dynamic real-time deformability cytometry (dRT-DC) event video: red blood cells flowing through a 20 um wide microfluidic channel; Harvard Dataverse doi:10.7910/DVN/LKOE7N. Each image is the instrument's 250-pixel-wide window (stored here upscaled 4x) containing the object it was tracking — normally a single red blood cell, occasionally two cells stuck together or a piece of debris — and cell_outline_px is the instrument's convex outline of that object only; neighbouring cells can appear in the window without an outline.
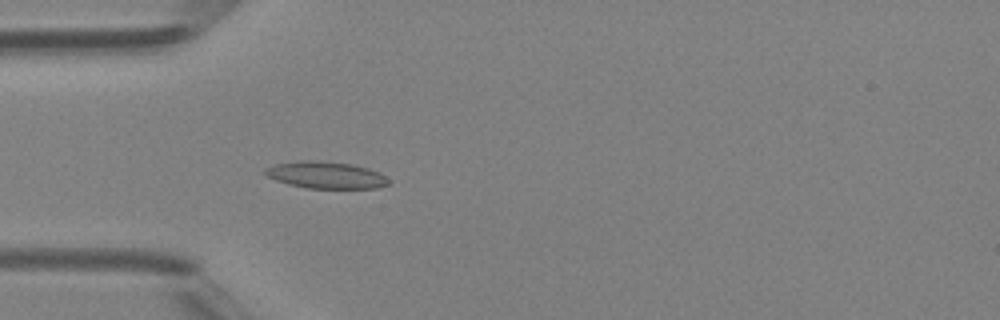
{"species": "Egyptian fruit bat (a non-hibernating species)", "species_latin": "Rousettus aegyptiacus", "temperature_condition": "room temperature", "stored_images_in_passage": 40, "camera_frame_rate_fps": 3000, "um_per_image_px": 0.085, "animal": {"sex": "female"}, "frame": {"image": 1, "passage_image": 7, "time_ms": 2.0, "image_size_px": [1000, 320], "cell_outline_px": [[388, 184], [376, 188], [308, 188], [288, 184], [276, 180], [268, 176], [264, 172], [264, 168], [276, 164], [300, 160], [312, 160], [352, 164], [368, 168], [380, 172], [388, 180]], "centroid_in_image_um": [27.69, 14.87], "position_along_channel_um": 57.3, "area_um2": 19.19}}
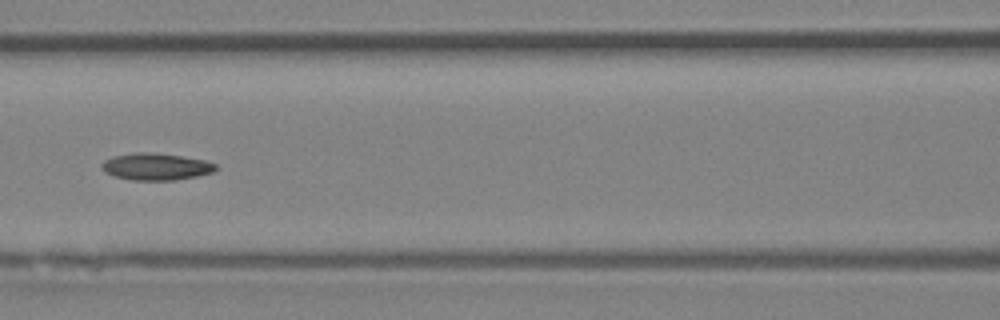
{"frame": {"image": 2, "passage_image": 14, "time_ms": 4.333, "image_size_px": [1000, 320], "cell_outline_px": [[216, 168], [212, 172], [196, 176], [176, 180], [132, 180], [116, 176], [104, 172], [100, 168], [100, 164], [104, 160], [112, 156], [132, 152], [152, 152], [180, 156], [204, 160], [216, 164]], "centroid_in_image_um": [13.19, 14.15], "position_along_channel_um": 153.4, "area_um2": 17.92}}
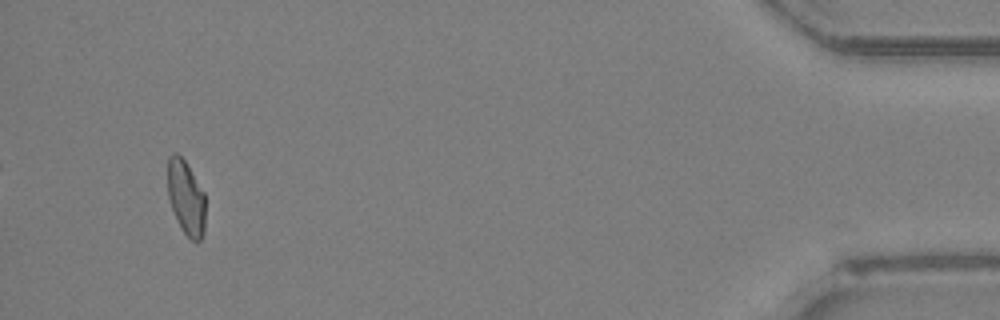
{"frame": {"image": 3, "passage_image": 38, "time_ms": 12.333, "image_size_px": [1000, 320], "cell_outline_px": [[204, 232], [200, 240], [196, 244], [184, 232], [172, 208], [168, 196], [168, 156], [172, 152], [176, 152], [184, 160], [204, 192]], "centroid_in_image_um": [15.81, 16.78], "position_along_channel_um": 419.4, "area_um2": 16.07}, "authors_computed_cell_mechanics": {"area_um2": 17.3978, "velocity_mm_per_s": 4.2966, "shape_relaxation_time_tau1_ms": null, "shape_relaxation_time_tau2_ms": 6.6441, "deformation_change_tau1": null, "deformation_change_tau2": 0.1212}}